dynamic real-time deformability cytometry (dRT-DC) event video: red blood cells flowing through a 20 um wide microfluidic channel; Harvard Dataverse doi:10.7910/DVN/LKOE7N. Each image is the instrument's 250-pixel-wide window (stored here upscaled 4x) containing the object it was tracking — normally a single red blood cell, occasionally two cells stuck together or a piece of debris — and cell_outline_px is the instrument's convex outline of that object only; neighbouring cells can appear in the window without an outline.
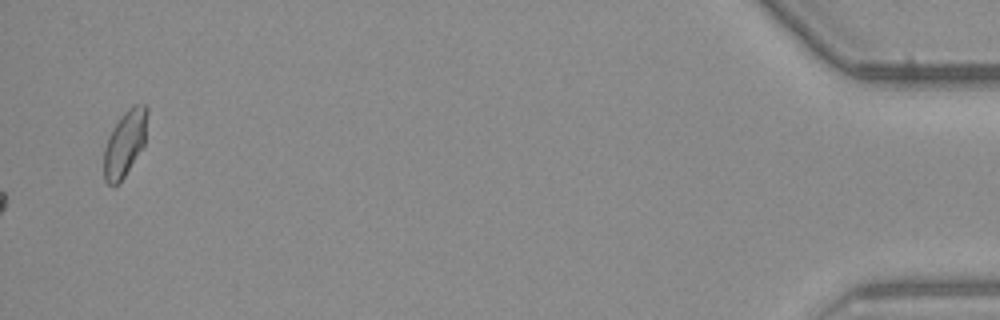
{"species": "common noctule bat (a hibernating species)", "species_latin": "Nyctalus noctula", "temperature_condition": "warm", "stored_images_in_passage": 56, "camera_frame_rate_fps": 3000, "um_per_image_px": 0.085, "animal": {"sex": "male", "body_mass_g": 23.1, "forearm_length_mm": 52.7}, "frame": {"image": 1, "passage_image": 56, "time_ms": 18.333, "image_size_px": [1000, 320], "cell_outline_px": [[148, 112], [144, 144], [120, 184], [112, 188], [104, 180], [104, 148], [108, 136], [112, 128], [120, 116], [132, 104], [144, 104], [148, 108]], "centroid_in_image_um": [10.6, 12.19], "position_along_channel_um": 424.6, "area_um2": 16.94}, "authors_computed_cell_mechanics": {"area_um2": 15.7216, "velocity_mm_per_s": 3.8166, "shape_relaxation_time_tau1_ms": 4.8809, "shape_relaxation_time_tau2_ms": 8.0088, "deformation_change_tau1": 0.1618, "deformation_change_tau2": 0.1878}}